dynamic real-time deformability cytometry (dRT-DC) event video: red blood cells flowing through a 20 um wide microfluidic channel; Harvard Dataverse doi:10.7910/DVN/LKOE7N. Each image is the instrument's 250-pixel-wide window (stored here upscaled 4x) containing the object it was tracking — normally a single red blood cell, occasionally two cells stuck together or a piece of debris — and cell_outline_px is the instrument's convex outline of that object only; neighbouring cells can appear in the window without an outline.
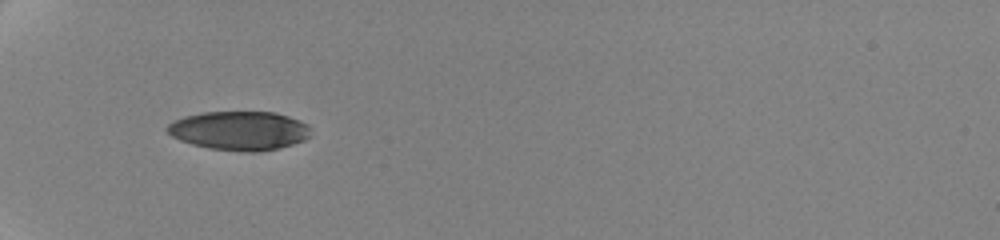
{"species": "human", "species_latin": "Homo sapiens", "temperature_condition": "cold", "stored_images_in_passage": 9, "camera_frame_rate_fps": 3000, "um_per_image_px": 0.085, "donor": {"sex": "female"}, "frame": {"image": 1, "passage_image": 1, "time_ms": 0.0, "image_size_px": [1000, 240], "cell_outline_px": [[308, 136], [304, 140], [292, 144], [276, 148], [256, 152], [240, 152], [208, 148], [192, 144], [180, 140], [172, 136], [164, 128], [172, 120], [184, 116], [204, 112], [276, 112], [288, 116], [308, 124]], "centroid_in_image_um": [20.29, 11.1], "position_along_channel_um": 64.7, "area_um2": 32.54}}
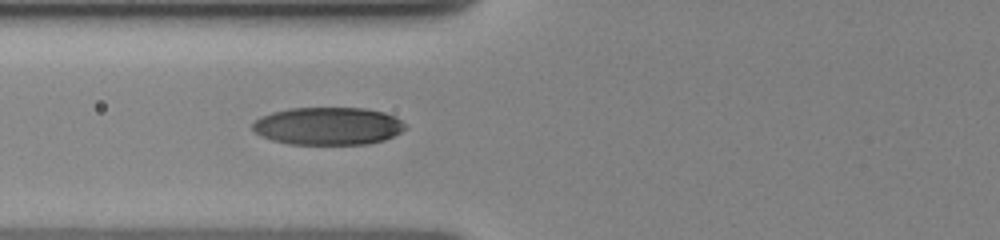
{"frame": {"image": 2, "passage_image": 8, "time_ms": 1.333, "image_size_px": [1000, 240], "cell_outline_px": [[408, 128], [384, 140], [368, 144], [288, 144], [272, 140], [260, 136], [252, 128], [252, 124], [260, 116], [272, 112], [288, 108], [364, 108], [384, 112], [396, 116]], "centroid_in_image_um": [27.88, 10.71], "position_along_channel_um": 97.9, "area_um2": 33.7}}